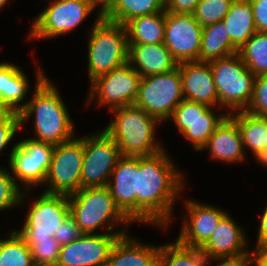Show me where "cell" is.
<instances>
[{
  "mask_svg": "<svg viewBox=\"0 0 267 266\" xmlns=\"http://www.w3.org/2000/svg\"><path fill=\"white\" fill-rule=\"evenodd\" d=\"M168 155L165 149L138 157L137 173V221L166 229L172 221L174 201L183 190L185 178Z\"/></svg>",
  "mask_w": 267,
  "mask_h": 266,
  "instance_id": "6da1fadb",
  "label": "cell"
},
{
  "mask_svg": "<svg viewBox=\"0 0 267 266\" xmlns=\"http://www.w3.org/2000/svg\"><path fill=\"white\" fill-rule=\"evenodd\" d=\"M35 91L29 101L22 103L19 112L20 129L32 115L34 116V134L37 141L59 145L74 137V123L63 102L57 87L37 67Z\"/></svg>",
  "mask_w": 267,
  "mask_h": 266,
  "instance_id": "7a4b0ae2",
  "label": "cell"
},
{
  "mask_svg": "<svg viewBox=\"0 0 267 266\" xmlns=\"http://www.w3.org/2000/svg\"><path fill=\"white\" fill-rule=\"evenodd\" d=\"M111 111L115 118L103 130L117 143L121 156H150L164 150L155 138L160 123L156 117L134 104Z\"/></svg>",
  "mask_w": 267,
  "mask_h": 266,
  "instance_id": "3957f363",
  "label": "cell"
},
{
  "mask_svg": "<svg viewBox=\"0 0 267 266\" xmlns=\"http://www.w3.org/2000/svg\"><path fill=\"white\" fill-rule=\"evenodd\" d=\"M70 216L82 234H96V229L108 227L107 233L127 234L126 229L112 232L115 225L132 223L116 206L109 188H83L68 195Z\"/></svg>",
  "mask_w": 267,
  "mask_h": 266,
  "instance_id": "277c9868",
  "label": "cell"
},
{
  "mask_svg": "<svg viewBox=\"0 0 267 266\" xmlns=\"http://www.w3.org/2000/svg\"><path fill=\"white\" fill-rule=\"evenodd\" d=\"M90 33L87 58L91 82L128 62V39L123 24L105 20L100 12Z\"/></svg>",
  "mask_w": 267,
  "mask_h": 266,
  "instance_id": "5b68a950",
  "label": "cell"
},
{
  "mask_svg": "<svg viewBox=\"0 0 267 266\" xmlns=\"http://www.w3.org/2000/svg\"><path fill=\"white\" fill-rule=\"evenodd\" d=\"M219 105L228 114L245 111L250 104L256 76L247 68L238 53L210 61ZM230 111V112H229Z\"/></svg>",
  "mask_w": 267,
  "mask_h": 266,
  "instance_id": "8992f818",
  "label": "cell"
},
{
  "mask_svg": "<svg viewBox=\"0 0 267 266\" xmlns=\"http://www.w3.org/2000/svg\"><path fill=\"white\" fill-rule=\"evenodd\" d=\"M183 100L181 77L177 66L166 73L142 77L134 105L163 122L168 120Z\"/></svg>",
  "mask_w": 267,
  "mask_h": 266,
  "instance_id": "52a82bcc",
  "label": "cell"
},
{
  "mask_svg": "<svg viewBox=\"0 0 267 266\" xmlns=\"http://www.w3.org/2000/svg\"><path fill=\"white\" fill-rule=\"evenodd\" d=\"M84 137L55 145L45 183V193L71 195L81 189Z\"/></svg>",
  "mask_w": 267,
  "mask_h": 266,
  "instance_id": "ba28073f",
  "label": "cell"
},
{
  "mask_svg": "<svg viewBox=\"0 0 267 266\" xmlns=\"http://www.w3.org/2000/svg\"><path fill=\"white\" fill-rule=\"evenodd\" d=\"M94 8L91 0H53L32 22L28 38L49 39L70 33Z\"/></svg>",
  "mask_w": 267,
  "mask_h": 266,
  "instance_id": "9c48e42d",
  "label": "cell"
},
{
  "mask_svg": "<svg viewBox=\"0 0 267 266\" xmlns=\"http://www.w3.org/2000/svg\"><path fill=\"white\" fill-rule=\"evenodd\" d=\"M21 230H16L29 246L33 241L52 238L70 215L68 195L43 192L34 200Z\"/></svg>",
  "mask_w": 267,
  "mask_h": 266,
  "instance_id": "30bf717a",
  "label": "cell"
},
{
  "mask_svg": "<svg viewBox=\"0 0 267 266\" xmlns=\"http://www.w3.org/2000/svg\"><path fill=\"white\" fill-rule=\"evenodd\" d=\"M54 148L53 144L32 138L24 139L13 145L8 155L10 169L14 174L12 177L18 186L19 181L25 186L27 194L30 189H33L31 186L45 184Z\"/></svg>",
  "mask_w": 267,
  "mask_h": 266,
  "instance_id": "8fae6325",
  "label": "cell"
},
{
  "mask_svg": "<svg viewBox=\"0 0 267 266\" xmlns=\"http://www.w3.org/2000/svg\"><path fill=\"white\" fill-rule=\"evenodd\" d=\"M120 157L117 143L104 130L84 136L81 189L108 186Z\"/></svg>",
  "mask_w": 267,
  "mask_h": 266,
  "instance_id": "7c38bea8",
  "label": "cell"
},
{
  "mask_svg": "<svg viewBox=\"0 0 267 266\" xmlns=\"http://www.w3.org/2000/svg\"><path fill=\"white\" fill-rule=\"evenodd\" d=\"M141 76L127 62L102 74L89 82L91 90L87 104L97 99L98 106H108V110L133 105L135 103Z\"/></svg>",
  "mask_w": 267,
  "mask_h": 266,
  "instance_id": "4fadbf2b",
  "label": "cell"
},
{
  "mask_svg": "<svg viewBox=\"0 0 267 266\" xmlns=\"http://www.w3.org/2000/svg\"><path fill=\"white\" fill-rule=\"evenodd\" d=\"M211 108L214 107L184 99L168 118L173 120L180 134L191 142L196 151L203 150L217 126L228 115H215Z\"/></svg>",
  "mask_w": 267,
  "mask_h": 266,
  "instance_id": "5bb4252c",
  "label": "cell"
},
{
  "mask_svg": "<svg viewBox=\"0 0 267 266\" xmlns=\"http://www.w3.org/2000/svg\"><path fill=\"white\" fill-rule=\"evenodd\" d=\"M202 29L203 27L192 14H175L165 11L163 43L178 64L199 61Z\"/></svg>",
  "mask_w": 267,
  "mask_h": 266,
  "instance_id": "9a60e30c",
  "label": "cell"
},
{
  "mask_svg": "<svg viewBox=\"0 0 267 266\" xmlns=\"http://www.w3.org/2000/svg\"><path fill=\"white\" fill-rule=\"evenodd\" d=\"M124 234H82L61 246L56 266H106L112 246Z\"/></svg>",
  "mask_w": 267,
  "mask_h": 266,
  "instance_id": "2e32d148",
  "label": "cell"
},
{
  "mask_svg": "<svg viewBox=\"0 0 267 266\" xmlns=\"http://www.w3.org/2000/svg\"><path fill=\"white\" fill-rule=\"evenodd\" d=\"M183 227L177 241L186 247L201 248L211 237L221 218L227 213L218 207L201 202L186 200Z\"/></svg>",
  "mask_w": 267,
  "mask_h": 266,
  "instance_id": "e0dca14e",
  "label": "cell"
},
{
  "mask_svg": "<svg viewBox=\"0 0 267 266\" xmlns=\"http://www.w3.org/2000/svg\"><path fill=\"white\" fill-rule=\"evenodd\" d=\"M137 173L138 157L121 156L107 186L116 206L131 222H137Z\"/></svg>",
  "mask_w": 267,
  "mask_h": 266,
  "instance_id": "ac0fdd59",
  "label": "cell"
},
{
  "mask_svg": "<svg viewBox=\"0 0 267 266\" xmlns=\"http://www.w3.org/2000/svg\"><path fill=\"white\" fill-rule=\"evenodd\" d=\"M177 66L184 99L204 103L210 107L219 105L210 62L190 61L179 63Z\"/></svg>",
  "mask_w": 267,
  "mask_h": 266,
  "instance_id": "d6986e66",
  "label": "cell"
},
{
  "mask_svg": "<svg viewBox=\"0 0 267 266\" xmlns=\"http://www.w3.org/2000/svg\"><path fill=\"white\" fill-rule=\"evenodd\" d=\"M243 229L226 213L219 221L209 240L201 247L208 258L225 256H253L247 250Z\"/></svg>",
  "mask_w": 267,
  "mask_h": 266,
  "instance_id": "ffe728a7",
  "label": "cell"
},
{
  "mask_svg": "<svg viewBox=\"0 0 267 266\" xmlns=\"http://www.w3.org/2000/svg\"><path fill=\"white\" fill-rule=\"evenodd\" d=\"M205 148L212 159L225 163L242 162L246 156L237 122L229 114L217 126Z\"/></svg>",
  "mask_w": 267,
  "mask_h": 266,
  "instance_id": "44dd1931",
  "label": "cell"
},
{
  "mask_svg": "<svg viewBox=\"0 0 267 266\" xmlns=\"http://www.w3.org/2000/svg\"><path fill=\"white\" fill-rule=\"evenodd\" d=\"M128 63L141 77L166 73L178 65L164 43L128 44Z\"/></svg>",
  "mask_w": 267,
  "mask_h": 266,
  "instance_id": "7402d4cb",
  "label": "cell"
},
{
  "mask_svg": "<svg viewBox=\"0 0 267 266\" xmlns=\"http://www.w3.org/2000/svg\"><path fill=\"white\" fill-rule=\"evenodd\" d=\"M124 234L111 248L106 266H157L160 245H148Z\"/></svg>",
  "mask_w": 267,
  "mask_h": 266,
  "instance_id": "603a6c76",
  "label": "cell"
},
{
  "mask_svg": "<svg viewBox=\"0 0 267 266\" xmlns=\"http://www.w3.org/2000/svg\"><path fill=\"white\" fill-rule=\"evenodd\" d=\"M223 22L233 46L238 51L256 32L249 0H234Z\"/></svg>",
  "mask_w": 267,
  "mask_h": 266,
  "instance_id": "cb8c5ba5",
  "label": "cell"
},
{
  "mask_svg": "<svg viewBox=\"0 0 267 266\" xmlns=\"http://www.w3.org/2000/svg\"><path fill=\"white\" fill-rule=\"evenodd\" d=\"M29 81L21 67L13 63H0V99L13 111L22 110V101L25 99Z\"/></svg>",
  "mask_w": 267,
  "mask_h": 266,
  "instance_id": "d4e9b609",
  "label": "cell"
},
{
  "mask_svg": "<svg viewBox=\"0 0 267 266\" xmlns=\"http://www.w3.org/2000/svg\"><path fill=\"white\" fill-rule=\"evenodd\" d=\"M236 53L238 50L233 46L223 21L203 27L199 62H210Z\"/></svg>",
  "mask_w": 267,
  "mask_h": 266,
  "instance_id": "484cf974",
  "label": "cell"
},
{
  "mask_svg": "<svg viewBox=\"0 0 267 266\" xmlns=\"http://www.w3.org/2000/svg\"><path fill=\"white\" fill-rule=\"evenodd\" d=\"M128 44H160L164 42L165 12H157L130 20L126 25Z\"/></svg>",
  "mask_w": 267,
  "mask_h": 266,
  "instance_id": "4316f807",
  "label": "cell"
},
{
  "mask_svg": "<svg viewBox=\"0 0 267 266\" xmlns=\"http://www.w3.org/2000/svg\"><path fill=\"white\" fill-rule=\"evenodd\" d=\"M229 115L237 122L244 151L249 148L256 158L267 148V117L255 116L246 111Z\"/></svg>",
  "mask_w": 267,
  "mask_h": 266,
  "instance_id": "83f0119b",
  "label": "cell"
},
{
  "mask_svg": "<svg viewBox=\"0 0 267 266\" xmlns=\"http://www.w3.org/2000/svg\"><path fill=\"white\" fill-rule=\"evenodd\" d=\"M165 2L166 0H116L102 17L125 26L134 18L165 12Z\"/></svg>",
  "mask_w": 267,
  "mask_h": 266,
  "instance_id": "f1b7e54d",
  "label": "cell"
},
{
  "mask_svg": "<svg viewBox=\"0 0 267 266\" xmlns=\"http://www.w3.org/2000/svg\"><path fill=\"white\" fill-rule=\"evenodd\" d=\"M208 256L201 248H190L176 242L160 245L157 266H206Z\"/></svg>",
  "mask_w": 267,
  "mask_h": 266,
  "instance_id": "f546056e",
  "label": "cell"
},
{
  "mask_svg": "<svg viewBox=\"0 0 267 266\" xmlns=\"http://www.w3.org/2000/svg\"><path fill=\"white\" fill-rule=\"evenodd\" d=\"M247 68L257 77L267 74V32L256 31L238 51Z\"/></svg>",
  "mask_w": 267,
  "mask_h": 266,
  "instance_id": "4dcf8cb0",
  "label": "cell"
},
{
  "mask_svg": "<svg viewBox=\"0 0 267 266\" xmlns=\"http://www.w3.org/2000/svg\"><path fill=\"white\" fill-rule=\"evenodd\" d=\"M0 266H35L29 246L15 230L0 239Z\"/></svg>",
  "mask_w": 267,
  "mask_h": 266,
  "instance_id": "1f68e13d",
  "label": "cell"
},
{
  "mask_svg": "<svg viewBox=\"0 0 267 266\" xmlns=\"http://www.w3.org/2000/svg\"><path fill=\"white\" fill-rule=\"evenodd\" d=\"M234 0H201L195 9V20L202 26L223 21Z\"/></svg>",
  "mask_w": 267,
  "mask_h": 266,
  "instance_id": "d6a6232c",
  "label": "cell"
},
{
  "mask_svg": "<svg viewBox=\"0 0 267 266\" xmlns=\"http://www.w3.org/2000/svg\"><path fill=\"white\" fill-rule=\"evenodd\" d=\"M26 191L20 190V186L12 177V173L4 167H0V211L23 205Z\"/></svg>",
  "mask_w": 267,
  "mask_h": 266,
  "instance_id": "836d02e7",
  "label": "cell"
},
{
  "mask_svg": "<svg viewBox=\"0 0 267 266\" xmlns=\"http://www.w3.org/2000/svg\"><path fill=\"white\" fill-rule=\"evenodd\" d=\"M29 248L35 266H56L61 245L54 237L37 239Z\"/></svg>",
  "mask_w": 267,
  "mask_h": 266,
  "instance_id": "e575fe53",
  "label": "cell"
},
{
  "mask_svg": "<svg viewBox=\"0 0 267 266\" xmlns=\"http://www.w3.org/2000/svg\"><path fill=\"white\" fill-rule=\"evenodd\" d=\"M245 111L255 116L267 117V74L255 78L252 99Z\"/></svg>",
  "mask_w": 267,
  "mask_h": 266,
  "instance_id": "d590c367",
  "label": "cell"
},
{
  "mask_svg": "<svg viewBox=\"0 0 267 266\" xmlns=\"http://www.w3.org/2000/svg\"><path fill=\"white\" fill-rule=\"evenodd\" d=\"M82 235L76 221L69 215L54 233V238L63 246L69 244Z\"/></svg>",
  "mask_w": 267,
  "mask_h": 266,
  "instance_id": "8d00e7d4",
  "label": "cell"
},
{
  "mask_svg": "<svg viewBox=\"0 0 267 266\" xmlns=\"http://www.w3.org/2000/svg\"><path fill=\"white\" fill-rule=\"evenodd\" d=\"M20 130L19 113L13 112L4 122L0 123V152L10 144L17 131Z\"/></svg>",
  "mask_w": 267,
  "mask_h": 266,
  "instance_id": "74e56055",
  "label": "cell"
},
{
  "mask_svg": "<svg viewBox=\"0 0 267 266\" xmlns=\"http://www.w3.org/2000/svg\"><path fill=\"white\" fill-rule=\"evenodd\" d=\"M256 31L267 32V0H249Z\"/></svg>",
  "mask_w": 267,
  "mask_h": 266,
  "instance_id": "f35d334b",
  "label": "cell"
},
{
  "mask_svg": "<svg viewBox=\"0 0 267 266\" xmlns=\"http://www.w3.org/2000/svg\"><path fill=\"white\" fill-rule=\"evenodd\" d=\"M201 0H166L165 10L175 14H194Z\"/></svg>",
  "mask_w": 267,
  "mask_h": 266,
  "instance_id": "ab89813d",
  "label": "cell"
},
{
  "mask_svg": "<svg viewBox=\"0 0 267 266\" xmlns=\"http://www.w3.org/2000/svg\"><path fill=\"white\" fill-rule=\"evenodd\" d=\"M217 260L218 266H253L255 265L254 256H225L208 258L207 262Z\"/></svg>",
  "mask_w": 267,
  "mask_h": 266,
  "instance_id": "60d3db41",
  "label": "cell"
},
{
  "mask_svg": "<svg viewBox=\"0 0 267 266\" xmlns=\"http://www.w3.org/2000/svg\"><path fill=\"white\" fill-rule=\"evenodd\" d=\"M252 253L255 260L254 266H267V243L255 246Z\"/></svg>",
  "mask_w": 267,
  "mask_h": 266,
  "instance_id": "b9f144b4",
  "label": "cell"
},
{
  "mask_svg": "<svg viewBox=\"0 0 267 266\" xmlns=\"http://www.w3.org/2000/svg\"><path fill=\"white\" fill-rule=\"evenodd\" d=\"M261 216L256 246L267 243V206Z\"/></svg>",
  "mask_w": 267,
  "mask_h": 266,
  "instance_id": "7bdbcfd3",
  "label": "cell"
},
{
  "mask_svg": "<svg viewBox=\"0 0 267 266\" xmlns=\"http://www.w3.org/2000/svg\"><path fill=\"white\" fill-rule=\"evenodd\" d=\"M95 7H98L102 15L112 6L116 0H91Z\"/></svg>",
  "mask_w": 267,
  "mask_h": 266,
  "instance_id": "ee69618b",
  "label": "cell"
},
{
  "mask_svg": "<svg viewBox=\"0 0 267 266\" xmlns=\"http://www.w3.org/2000/svg\"><path fill=\"white\" fill-rule=\"evenodd\" d=\"M13 111L0 99V123L4 122Z\"/></svg>",
  "mask_w": 267,
  "mask_h": 266,
  "instance_id": "f6af8a7d",
  "label": "cell"
},
{
  "mask_svg": "<svg viewBox=\"0 0 267 266\" xmlns=\"http://www.w3.org/2000/svg\"><path fill=\"white\" fill-rule=\"evenodd\" d=\"M256 161L267 167V148L264 149L261 154L256 157Z\"/></svg>",
  "mask_w": 267,
  "mask_h": 266,
  "instance_id": "bcb514c9",
  "label": "cell"
},
{
  "mask_svg": "<svg viewBox=\"0 0 267 266\" xmlns=\"http://www.w3.org/2000/svg\"><path fill=\"white\" fill-rule=\"evenodd\" d=\"M7 2L8 0H0V9L3 8L2 6H4Z\"/></svg>",
  "mask_w": 267,
  "mask_h": 266,
  "instance_id": "7dc6e473",
  "label": "cell"
}]
</instances>
